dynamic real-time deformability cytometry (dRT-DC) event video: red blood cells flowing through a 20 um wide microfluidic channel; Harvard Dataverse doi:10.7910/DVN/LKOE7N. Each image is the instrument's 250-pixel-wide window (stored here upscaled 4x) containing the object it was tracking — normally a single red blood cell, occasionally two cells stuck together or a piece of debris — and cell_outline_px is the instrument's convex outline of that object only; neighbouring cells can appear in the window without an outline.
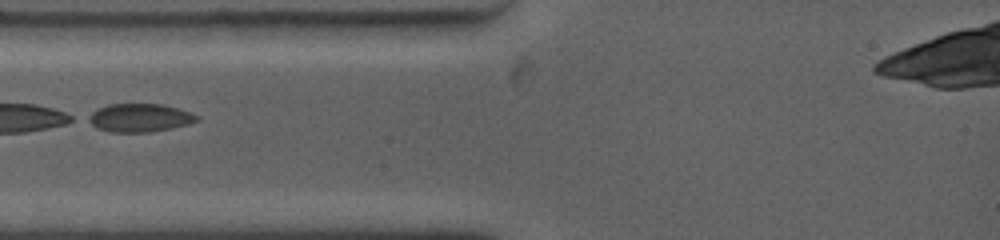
{"species": "common noctule bat (a hibernating species)", "species_latin": "Nyctalus noctula", "temperature_condition": "warm", "stored_images_in_passage": 1, "camera_frame_rate_fps": 4500, "um_per_image_px": 0.085, "animal": {"sex": "female", "body_mass_g": 19.0, "forearm_length_mm": 53.3}, "frame": {"image": 1, "passage_image": 1, "time_ms": 0.0, "image_size_px": [1000, 240], "cell_outline_px": [[200, 120], [188, 124], [172, 128], [148, 132], [108, 132], [96, 128], [84, 120], [84, 116], [96, 108], [108, 104], [160, 104], [176, 108], [200, 116]], "centroid_in_image_um": [11.77, 10.01], "position_along_channel_um": 73.2, "area_um2": 18.21}}